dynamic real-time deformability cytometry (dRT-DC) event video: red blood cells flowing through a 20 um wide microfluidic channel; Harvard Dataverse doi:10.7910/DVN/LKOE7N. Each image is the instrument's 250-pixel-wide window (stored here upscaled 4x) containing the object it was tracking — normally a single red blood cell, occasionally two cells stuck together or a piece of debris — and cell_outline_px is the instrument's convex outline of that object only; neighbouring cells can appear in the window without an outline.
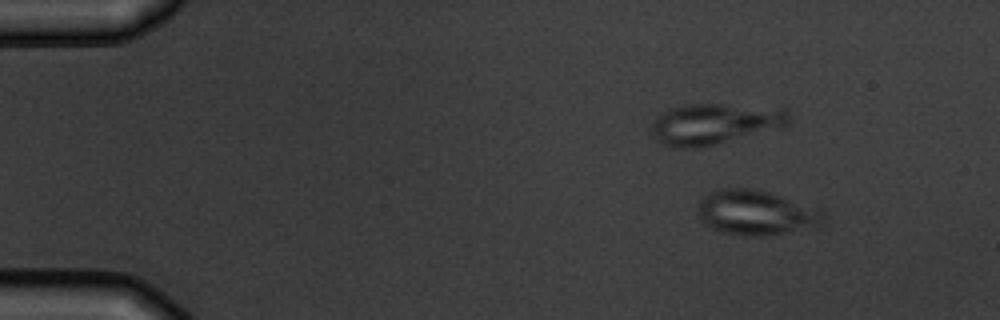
{"species": "common noctule bat (a hibernating species)", "species_latin": "Nyctalus noctula", "temperature_condition": "warm", "stored_images_in_passage": 4, "camera_frame_rate_fps": 3000, "um_per_image_px": 0.085, "animal": {"sex": "male", "body_mass_g": 19.5, "forearm_length_mm": 54.6}, "frame": {"image": 1, "passage_image": 1, "time_ms": 0.0, "image_size_px": [1000, 320], "cell_outline_px": [[824, 224], [764, 236], [744, 236], [720, 232], [712, 228], [700, 220], [696, 208], [696, 204], [708, 192], [720, 188], [752, 188], [768, 192], [820, 208], [824, 212]], "centroid_in_image_um": [64.21, 18.06], "position_along_channel_um": 20.8, "area_um2": 33.0}}